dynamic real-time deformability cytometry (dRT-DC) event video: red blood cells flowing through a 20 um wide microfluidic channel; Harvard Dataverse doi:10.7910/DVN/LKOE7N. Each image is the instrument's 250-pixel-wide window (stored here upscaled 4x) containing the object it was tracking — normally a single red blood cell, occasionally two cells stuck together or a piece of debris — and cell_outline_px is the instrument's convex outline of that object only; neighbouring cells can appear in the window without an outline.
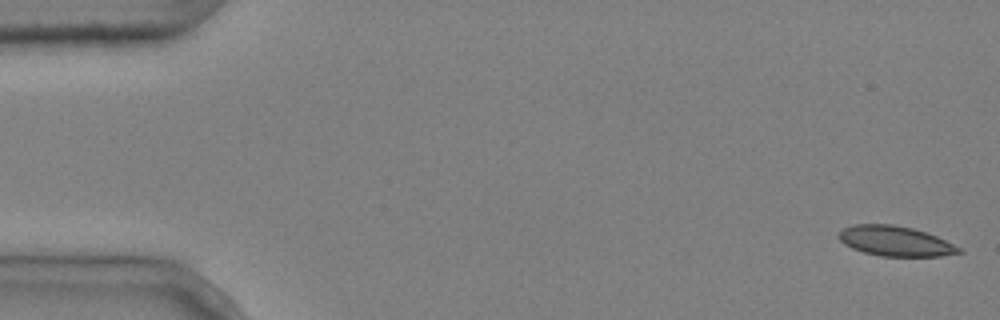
{"species": "common noctule bat (a hibernating species)", "species_latin": "Nyctalus noctula", "temperature_condition": "cold", "stored_images_in_passage": 5, "camera_frame_rate_fps": 3000, "um_per_image_px": 0.085, "animal": {"sex": "male", "body_mass_g": 20.4}, "frame": {"image": 1, "passage_image": 1, "time_ms": 0.0, "image_size_px": [1000, 320], "cell_outline_px": [[964, 252], [940, 256], [880, 256], [864, 252], [852, 248], [844, 244], [836, 236], [844, 228], [852, 224], [892, 224], [912, 228], [936, 236], [960, 248]], "centroid_in_image_um": [76.06, 20.49], "position_along_channel_um": 8.9, "area_um2": 20.87}}
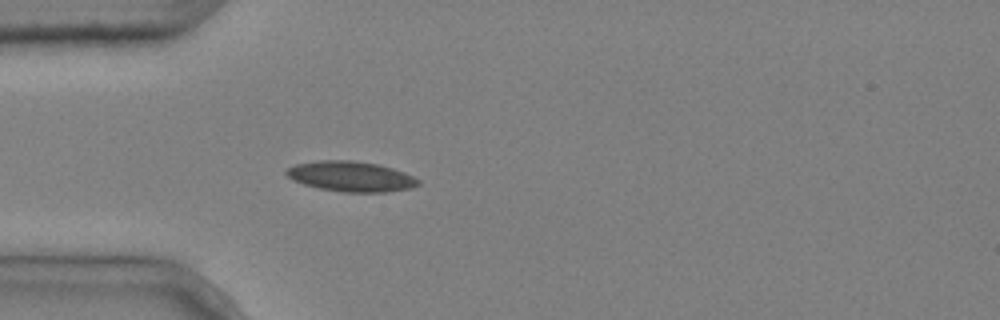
{"frame": {"image": 2, "passage_image": 5, "time_ms": 1.333, "image_size_px": [1000, 320], "cell_outline_px": [[420, 184], [408, 188], [384, 192], [344, 192], [320, 188], [304, 184], [292, 180], [284, 172], [288, 168], [296, 164], [320, 160], [352, 160], [376, 164], [392, 168], [404, 172], [420, 180]], "centroid_in_image_um": [29.81, 14.99], "position_along_channel_um": 55.2, "area_um2": 23.0}}